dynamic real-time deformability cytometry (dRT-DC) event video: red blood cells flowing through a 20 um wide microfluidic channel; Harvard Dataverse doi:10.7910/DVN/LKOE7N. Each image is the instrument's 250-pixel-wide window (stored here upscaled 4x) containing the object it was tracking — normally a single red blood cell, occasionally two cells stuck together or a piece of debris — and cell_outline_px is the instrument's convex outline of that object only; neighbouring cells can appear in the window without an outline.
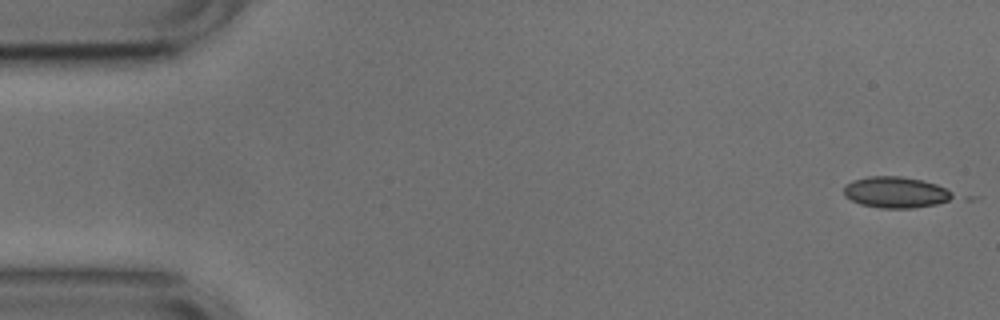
{"species": "common noctule bat (a hibernating species)", "species_latin": "Nyctalus noctula", "temperature_condition": "cold", "stored_images_in_passage": 45, "camera_frame_rate_fps": 3000, "um_per_image_px": 0.085, "animal": {"sex": "male", "body_mass_g": 17.9, "forearm_length_mm": 54.2}, "frame": {"image": 1, "passage_image": 1, "time_ms": 0.0, "image_size_px": [1000, 320], "cell_outline_px": [[980, 196], [972, 200], [912, 208], [880, 208], [860, 204], [844, 196], [844, 184], [852, 180], [868, 176], [900, 176], [920, 180], [936, 184]], "centroid_in_image_um": [76.62, 16.38], "position_along_channel_um": 8.4, "area_um2": 21.91}}
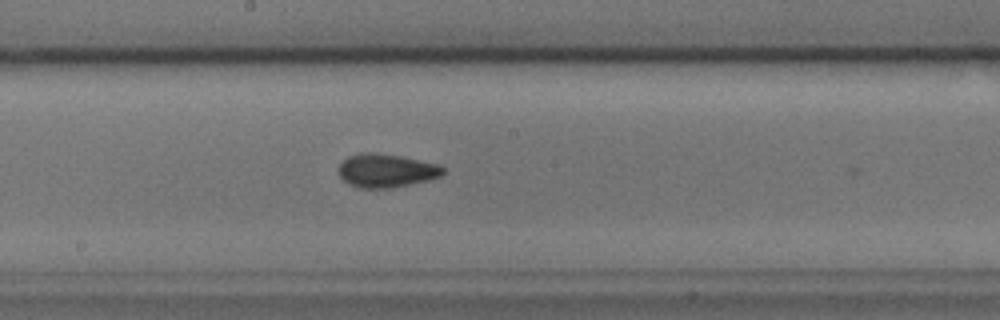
{"frame": {"image": 2, "passage_image": 27, "time_ms": 8.667, "image_size_px": [1000, 320], "cell_outline_px": [[444, 172], [440, 176], [428, 180], [392, 188], [360, 188], [348, 184], [340, 176], [340, 164], [348, 156], [360, 152], [372, 152], [400, 156], [436, 164], [444, 168]], "centroid_in_image_um": [32.81, 14.5], "position_along_channel_um": 215.4, "area_um2": 20.17}}
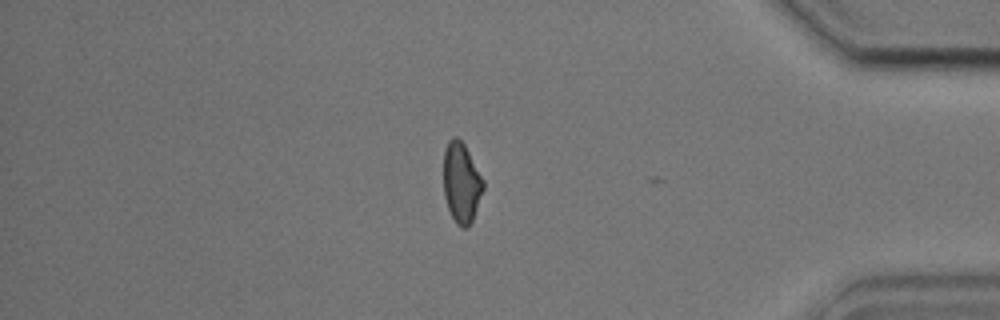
{"frame": {"image": 3, "passage_image": 44, "time_ms": 14.333, "image_size_px": [1000, 320], "cell_outline_px": [[484, 188], [472, 220], [468, 228], [460, 228], [456, 224], [448, 208], [444, 196], [444, 148], [448, 140], [452, 136], [456, 136], [464, 144], [484, 180]], "centroid_in_image_um": [39.21, 15.52], "position_along_channel_um": 396.0, "area_um2": 18.61}, "authors_computed_cell_mechanics": {"area_um2": 19.4786, "velocity_mm_per_s": 3.7691, "shape_relaxation_time_tau1_ms": 3.3854, "shape_relaxation_time_tau2_ms": 2.7435, "deformation_change_tau1": 0.0843, "deformation_change_tau2": 0.0765}}